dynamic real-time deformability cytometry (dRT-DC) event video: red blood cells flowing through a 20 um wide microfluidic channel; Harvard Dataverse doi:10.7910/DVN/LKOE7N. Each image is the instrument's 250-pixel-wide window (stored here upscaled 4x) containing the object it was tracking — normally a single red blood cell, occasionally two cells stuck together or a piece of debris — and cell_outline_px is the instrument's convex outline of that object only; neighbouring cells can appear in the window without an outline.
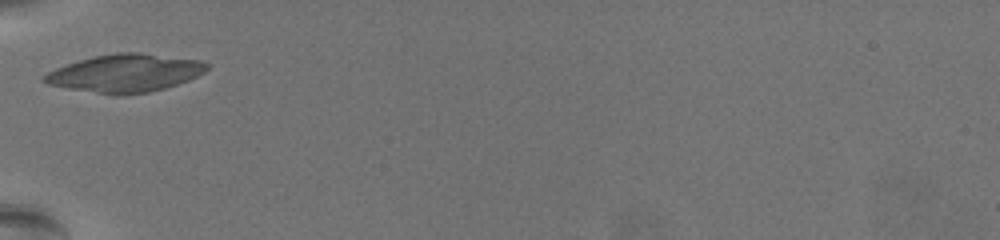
{"species": "common noctule bat (a hibernating species)", "species_latin": "Nyctalus noctula", "temperature_condition": "warm", "stored_images_in_passage": 17, "camera_frame_rate_fps": 3000, "um_per_image_px": 0.085, "animal": {"sex": "female", "body_mass_g": 19.5, "forearm_length_mm": 54.1}, "frame": {"image": 1, "passage_image": 1, "time_ms": 0.0, "image_size_px": [1000, 240], "cell_outline_px": [[208, 68], [204, 72], [188, 80], [164, 88], [148, 92], [96, 92], [68, 88], [48, 84], [40, 80], [40, 76], [56, 68], [80, 60], [96, 56], [116, 52], [140, 52], [200, 60], [208, 64]], "centroid_in_image_um": [10.63, 6.18], "position_along_channel_um": 74.4, "area_um2": 34.91}}
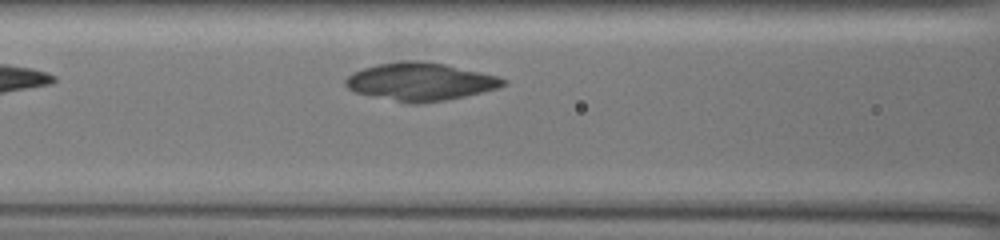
{"frame": {"image": 2, "passage_image": 6, "time_ms": 1.667, "image_size_px": [1000, 240], "cell_outline_px": [[508, 80], [504, 84], [496, 88], [464, 96], [444, 100], [416, 104], [412, 104], [356, 92], [348, 88], [344, 84], [344, 80], [352, 72], [376, 64], [404, 60], [416, 60], [444, 64], [500, 76]], "centroid_in_image_um": [35.71, 6.93], "position_along_channel_um": 130.9, "area_um2": 34.45}}